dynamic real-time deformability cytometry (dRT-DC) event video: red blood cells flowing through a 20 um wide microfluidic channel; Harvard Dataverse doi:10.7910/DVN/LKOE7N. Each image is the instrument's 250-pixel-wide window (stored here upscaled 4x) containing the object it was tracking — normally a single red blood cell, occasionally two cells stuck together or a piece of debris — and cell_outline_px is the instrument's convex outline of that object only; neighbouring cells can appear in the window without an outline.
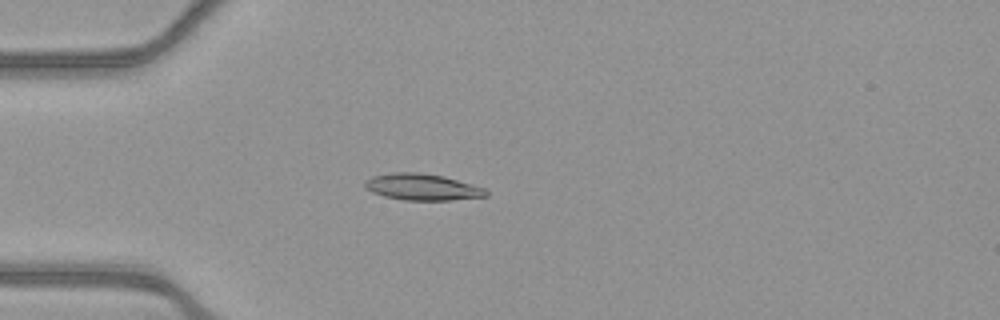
{"species": "common noctule bat (a hibernating species)", "species_latin": "Nyctalus noctula", "temperature_condition": "warm", "stored_images_in_passage": 49, "camera_frame_rate_fps": 3000, "um_per_image_px": 0.085, "animal": {"sex": "female", "body_mass_g": 21.9}, "frame": {"image": 1, "passage_image": 11, "time_ms": 3.333, "image_size_px": [1000, 320], "cell_outline_px": [[488, 196], [452, 200], [404, 200], [384, 196], [372, 192], [364, 188], [364, 180], [372, 176], [392, 172], [416, 172], [444, 176], [484, 188], [488, 192]], "centroid_in_image_um": [35.85, 15.89], "position_along_channel_um": 49.1, "area_um2": 18.73}}
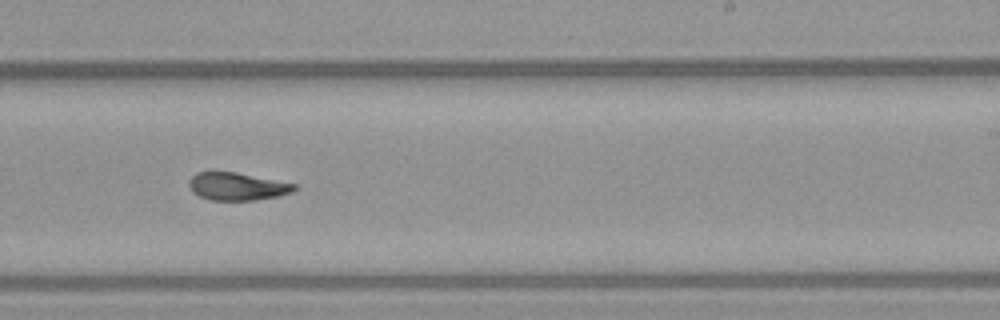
{"frame": {"image": 2, "passage_image": 29, "time_ms": 9.333, "image_size_px": [1000, 320], "cell_outline_px": [[296, 188], [292, 192], [276, 196], [256, 200], [212, 200], [200, 196], [192, 192], [188, 184], [188, 180], [196, 172], [236, 172], [296, 184]], "centroid_in_image_um": [20.12, 15.84], "position_along_channel_um": 268.9, "area_um2": 16.88}}
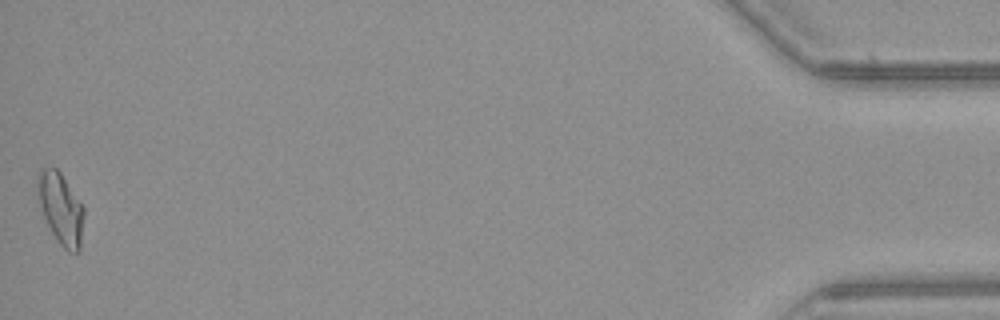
{"frame": {"image": 3, "passage_image": 49, "time_ms": 16.0, "image_size_px": [1000, 320], "cell_outline_px": [[84, 216], [80, 252], [68, 252], [60, 244], [52, 232], [36, 200], [36, 172], [40, 168], [52, 164], [60, 172], [84, 208]], "centroid_in_image_um": [5.11, 17.66], "position_along_channel_um": 430.1, "area_um2": 19.71}, "authors_computed_cell_mechanics": {"area_um2": 17.8024, "velocity_mm_per_s": 3.9063, "shape_relaxation_time_tau1_ms": 6.0859, "shape_relaxation_time_tau2_ms": 2.5472, "deformation_change_tau1": 0.1875, "deformation_change_tau2": 0.0833}}